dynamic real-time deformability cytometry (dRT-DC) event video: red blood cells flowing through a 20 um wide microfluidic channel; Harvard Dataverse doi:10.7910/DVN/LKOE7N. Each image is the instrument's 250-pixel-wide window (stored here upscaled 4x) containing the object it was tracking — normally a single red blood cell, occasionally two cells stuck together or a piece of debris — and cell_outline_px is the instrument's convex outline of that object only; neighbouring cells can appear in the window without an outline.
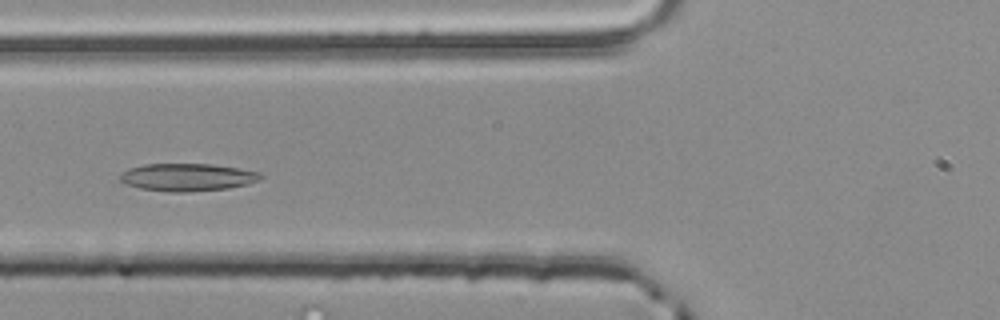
{"species": "common noctule bat (a hibernating species)", "species_latin": "Nyctalus noctula", "temperature_condition": "room temperature", "stored_images_in_passage": 50, "camera_frame_rate_fps": 3000, "um_per_image_px": 0.085, "animal": {"sex": "male", "body_mass_g": 20.4}, "frame": {"image": 1, "passage_image": 17, "time_ms": 5.333, "image_size_px": [1000, 320], "cell_outline_px": [[264, 176], [260, 180], [248, 184], [228, 188], [184, 192], [168, 192], [140, 188], [128, 184], [120, 180], [120, 176], [128, 168], [144, 164], [212, 164], [240, 168], [260, 172]], "centroid_in_image_um": [15.98, 15.06], "position_along_channel_um": 109.8, "area_um2": 22.6}}
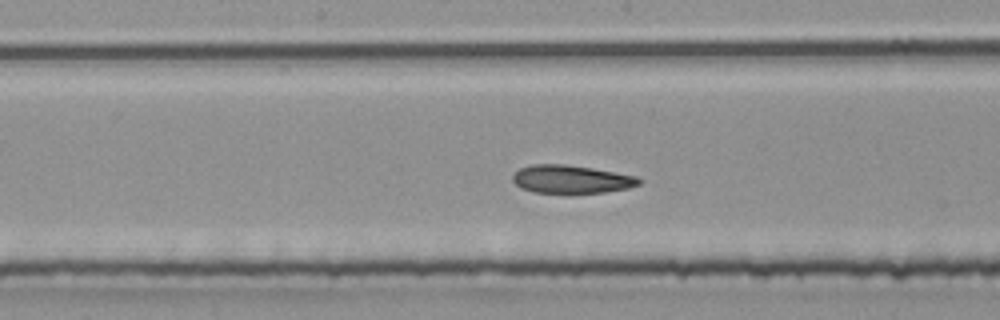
{"frame": {"image": 2, "passage_image": 24, "time_ms": 7.667, "image_size_px": [1000, 320], "cell_outline_px": [[640, 184], [628, 188], [604, 192], [532, 192], [520, 188], [512, 180], [512, 176], [520, 168], [532, 164], [564, 164], [592, 168], [636, 176], [640, 180]], "centroid_in_image_um": [48.52, 15.22], "position_along_channel_um": 199.7, "area_um2": 20.4}}
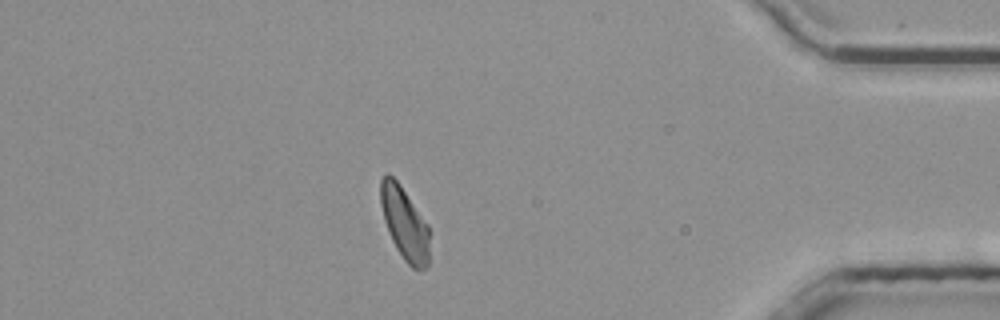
{"frame": {"image": 3, "passage_image": 43, "time_ms": 14.0, "image_size_px": [1000, 320], "cell_outline_px": [[428, 264], [424, 268], [412, 268], [404, 260], [396, 248], [388, 232], [384, 220], [380, 204], [380, 180], [388, 172], [400, 184], [428, 224]], "centroid_in_image_um": [34.36, 18.96], "position_along_channel_um": 400.8, "area_um2": 20.52}, "authors_computed_cell_mechanics": {"area_um2": 21.386, "velocity_mm_per_s": 3.8348, "shape_relaxation_time_tau1_ms": 5.6685, "shape_relaxation_time_tau2_ms": 2.3907, "deformation_change_tau1": 0.1309, "deformation_change_tau2": 0.0739}}